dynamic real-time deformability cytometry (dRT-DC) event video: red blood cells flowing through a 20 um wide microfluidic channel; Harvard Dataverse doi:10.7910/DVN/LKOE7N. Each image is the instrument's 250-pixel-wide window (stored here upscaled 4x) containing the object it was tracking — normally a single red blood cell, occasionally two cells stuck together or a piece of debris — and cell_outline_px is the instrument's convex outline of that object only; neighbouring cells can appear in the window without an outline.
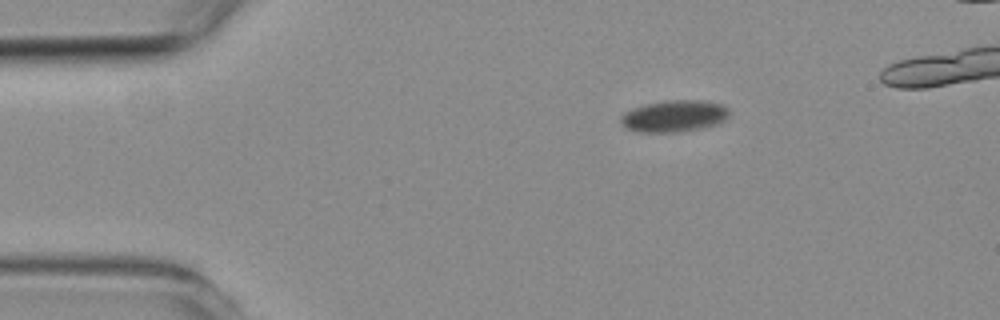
{"species": "common noctule bat (a hibernating species)", "species_latin": "Nyctalus noctula", "temperature_condition": "room temperature", "stored_images_in_passage": 12, "camera_frame_rate_fps": 3000, "um_per_image_px": 0.085, "animal": {"sex": "female", "body_mass_g": 19.3, "forearm_length_mm": 54.1}, "frame": {"image": 1, "passage_image": 2, "time_ms": 2.0, "image_size_px": [1000, 320], "cell_outline_px": [[728, 116], [724, 120], [716, 124], [700, 128], [676, 132], [636, 132], [624, 128], [620, 124], [620, 116], [624, 112], [644, 104], [668, 100], [704, 100], [724, 104], [728, 108]], "centroid_in_image_um": [57.27, 9.86], "position_along_channel_um": 27.7, "area_um2": 20.23}}
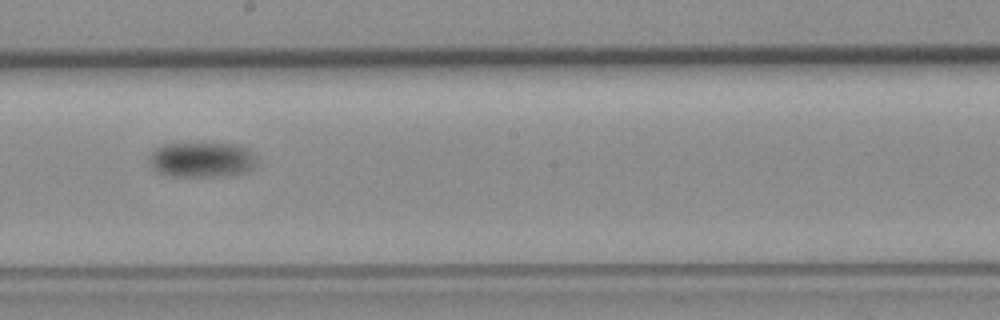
{"frame": {"image": 2, "passage_image": 8, "time_ms": 9.667, "image_size_px": [1000, 320], "cell_outline_px": [[256, 164], [248, 172], [232, 176], [168, 176], [160, 172], [152, 164], [148, 156], [156, 148], [164, 144], [232, 144], [248, 148], [256, 156]], "centroid_in_image_um": [17.22, 13.59], "position_along_channel_um": 231.0, "area_um2": 21.96}}
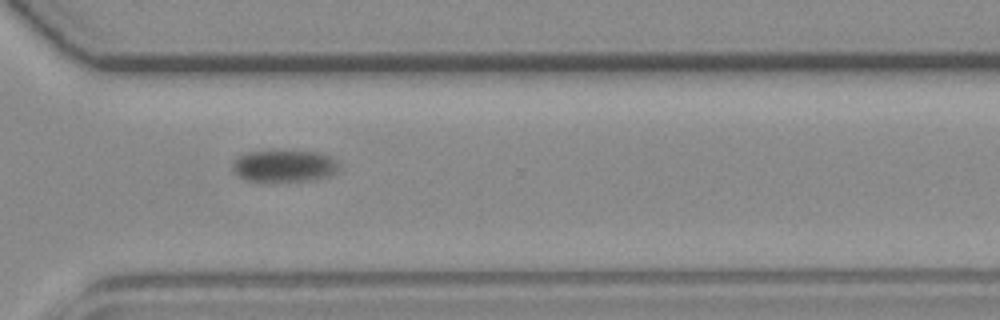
{"frame": {"image": 3, "passage_image": 11, "time_ms": 13.0, "image_size_px": [1000, 320], "cell_outline_px": [[336, 172], [332, 176], [316, 180], [248, 180], [240, 176], [232, 168], [232, 164], [240, 156], [248, 152], [316, 152], [328, 156], [336, 164]], "centroid_in_image_um": [24.17, 14.12], "position_along_channel_um": 346.4, "area_um2": 18.84}}